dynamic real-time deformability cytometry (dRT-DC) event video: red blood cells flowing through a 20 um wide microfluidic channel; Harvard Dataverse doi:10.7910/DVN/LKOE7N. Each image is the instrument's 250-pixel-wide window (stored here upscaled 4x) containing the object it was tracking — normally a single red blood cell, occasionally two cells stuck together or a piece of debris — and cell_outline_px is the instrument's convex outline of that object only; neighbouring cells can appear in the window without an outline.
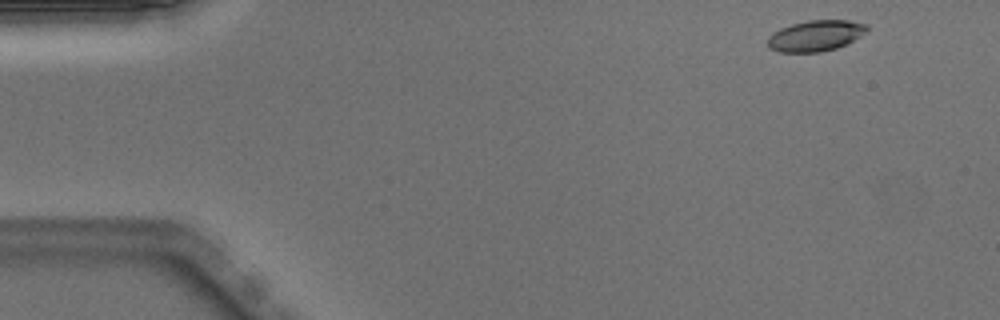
{"species": "Egyptian fruit bat (a non-hibernating species)", "species_latin": "Rousettus aegyptiacus", "temperature_condition": "warm", "stored_images_in_passage": 47, "camera_frame_rate_fps": 3000, "um_per_image_px": 0.085, "animal": {"sex": "male"}, "frame": {"image": 1, "passage_image": 1, "time_ms": 0.0, "image_size_px": [1000, 320], "cell_outline_px": [[868, 32], [848, 44], [836, 48], [820, 52], [780, 52], [768, 48], [768, 36], [772, 32], [780, 28], [792, 24], [808, 20], [848, 20], [868, 24]], "centroid_in_image_um": [69.35, 3.03], "position_along_channel_um": 15.7, "area_um2": 18.15}}
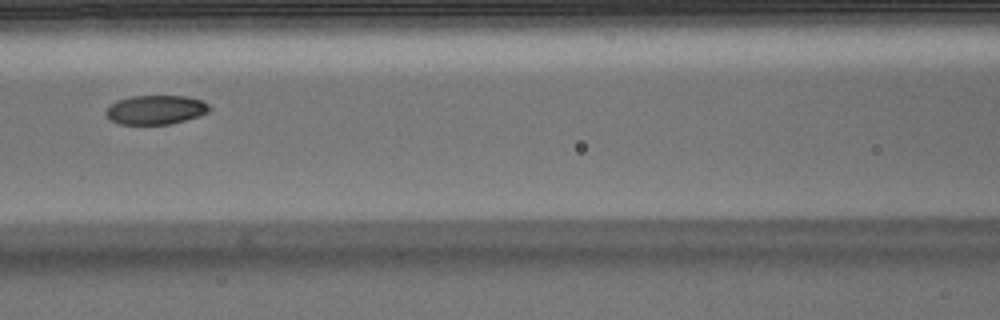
{"frame": {"image": 2, "passage_image": 19, "time_ms": 6.0, "image_size_px": [1000, 320], "cell_outline_px": [[212, 108], [208, 112], [200, 116], [168, 124], [120, 124], [112, 120], [108, 116], [108, 108], [116, 100], [132, 96], [184, 96], [200, 100], [208, 104]], "centroid_in_image_um": [13.28, 9.32], "position_along_channel_um": 153.3, "area_um2": 17.28}}
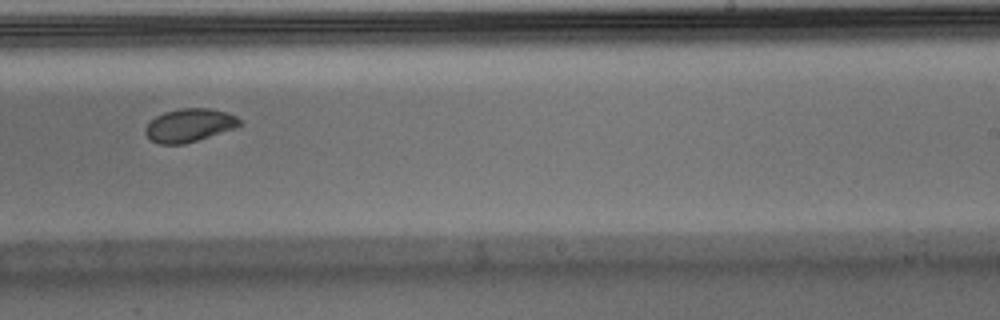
{"frame": {"image": 3, "passage_image": 28, "time_ms": 9.0, "image_size_px": [1000, 320], "cell_outline_px": [[244, 124], [184, 144], [160, 144], [152, 140], [144, 132], [144, 128], [156, 116], [164, 112], [184, 108], [212, 108], [236, 116], [244, 120]], "centroid_in_image_um": [16.11, 10.63], "position_along_channel_um": 272.9, "area_um2": 17.98}, "authors_computed_cell_mechanics": {"area_um2": 18.496, "velocity_mm_per_s": 3.9968, "shape_relaxation_time_tau1_ms": 4.2455, "shape_relaxation_time_tau2_ms": 1.8821, "deformation_change_tau1": 0.1161, "deformation_change_tau2": 0.041}}